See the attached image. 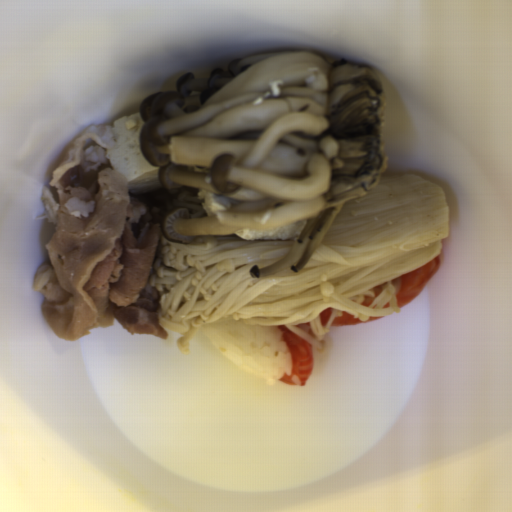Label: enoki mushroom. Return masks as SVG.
Instances as JSON below:
<instances>
[{"mask_svg":"<svg viewBox=\"0 0 512 512\" xmlns=\"http://www.w3.org/2000/svg\"><path fill=\"white\" fill-rule=\"evenodd\" d=\"M449 224L445 190L420 174L397 172L342 205L297 273L290 266L262 278L249 273L284 258L294 241L211 236L182 244L160 232L147 284L127 307L158 311V325L179 333L175 343L183 354L201 327L226 320L285 326L325 353L331 325L344 311L361 322L401 311L392 280L436 258ZM379 284L382 293L363 307L364 295L374 296ZM327 308L331 318L322 327L319 313ZM304 322L317 338L297 328Z\"/></svg>","mask_w":512,"mask_h":512,"instance_id":"enoki-mushroom-1","label":"enoki mushroom"},{"mask_svg":"<svg viewBox=\"0 0 512 512\" xmlns=\"http://www.w3.org/2000/svg\"><path fill=\"white\" fill-rule=\"evenodd\" d=\"M189 191L182 190L177 199L175 198L172 203L176 208H187V209H195L198 212L190 216V218H198L204 215L205 211L202 208V203L205 202V199H197V196H190Z\"/></svg>","mask_w":512,"mask_h":512,"instance_id":"enoki-mushroom-2","label":"enoki mushroom"}]
</instances>
